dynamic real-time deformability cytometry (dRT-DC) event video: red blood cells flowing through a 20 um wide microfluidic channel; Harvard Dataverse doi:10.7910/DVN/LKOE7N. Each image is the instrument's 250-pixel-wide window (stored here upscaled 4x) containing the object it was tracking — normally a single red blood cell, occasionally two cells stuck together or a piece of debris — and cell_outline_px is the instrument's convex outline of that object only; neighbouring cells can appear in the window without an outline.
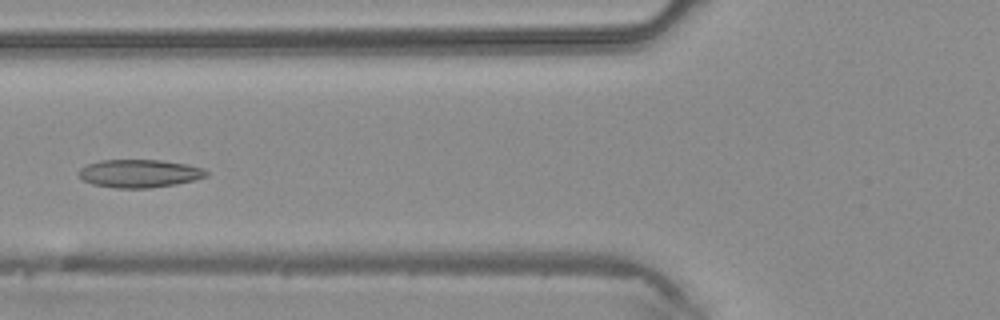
{"species": "common noctule bat (a hibernating species)", "species_latin": "Nyctalus noctula", "temperature_condition": "warm", "stored_images_in_passage": 31, "camera_frame_rate_fps": 3000, "um_per_image_px": 0.085, "animal": {"sex": "male", "body_mass_g": 20.4}, "frame": {"image": 1, "passage_image": 5, "time_ms": 1.333, "image_size_px": [1000, 320], "cell_outline_px": [[208, 176], [176, 184], [148, 188], [116, 188], [92, 184], [84, 180], [80, 176], [80, 168], [88, 164], [100, 160], [160, 160], [188, 164], [204, 168], [208, 172]], "centroid_in_image_um": [11.88, 14.74], "position_along_channel_um": 113.9, "area_um2": 20.75}}
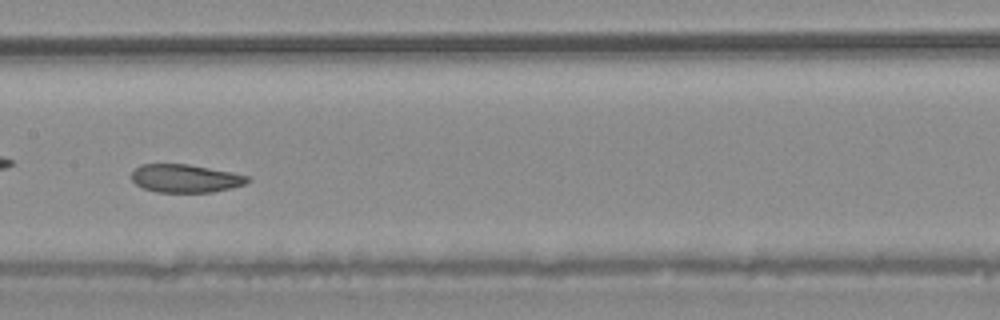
{"frame": {"image": 2, "passage_image": 10, "time_ms": 3.0, "image_size_px": [1000, 320], "cell_outline_px": [[252, 180], [244, 184], [232, 188], [212, 192], [156, 192], [144, 188], [136, 184], [132, 180], [132, 172], [140, 164], [188, 164], [232, 172], [248, 176]], "centroid_in_image_um": [15.77, 15.16], "position_along_channel_um": 191.6, "area_um2": 19.02}}